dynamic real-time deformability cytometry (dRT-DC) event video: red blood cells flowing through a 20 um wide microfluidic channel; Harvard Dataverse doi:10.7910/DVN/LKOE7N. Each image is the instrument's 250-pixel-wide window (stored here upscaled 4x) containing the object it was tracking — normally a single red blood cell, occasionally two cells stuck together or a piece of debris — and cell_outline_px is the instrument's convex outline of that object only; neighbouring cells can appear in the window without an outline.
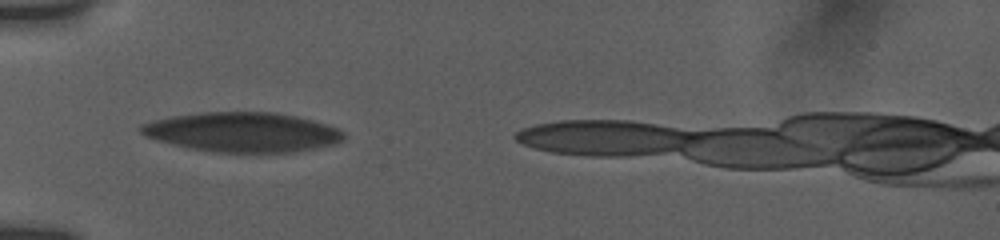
{"species": "human", "species_latin": "Homo sapiens", "temperature_condition": "room temperature", "stored_images_in_passage": 9, "camera_frame_rate_fps": 3000, "um_per_image_px": 0.085, "donor": {"sex": "female"}, "frame": {"image": 1, "passage_image": 1, "time_ms": 0.0, "image_size_px": [1000, 240], "cell_outline_px": [[344, 136], [340, 140], [332, 144], [292, 152], [256, 156], [212, 152], [188, 148], [156, 140], [140, 132], [140, 124], [156, 120], [176, 116], [204, 112], [272, 112], [296, 116], [312, 120], [336, 128]], "centroid_in_image_um": [20.58, 11.28], "position_along_channel_um": 64.4, "area_um2": 47.22}}
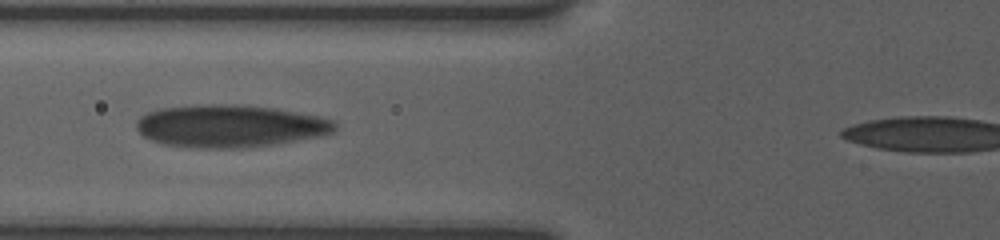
{"frame": {"image": 2, "passage_image": 8, "time_ms": 1.333, "image_size_px": [1000, 240], "cell_outline_px": [[336, 128], [332, 132], [320, 136], [272, 144], [240, 148], [200, 148], [164, 144], [152, 140], [144, 136], [136, 128], [136, 124], [140, 116], [148, 112], [164, 108], [200, 104], [232, 104], [276, 108], [316, 116], [332, 120], [336, 124]], "centroid_in_image_um": [19.52, 10.71], "position_along_channel_um": 106.3, "area_um2": 48.73}}